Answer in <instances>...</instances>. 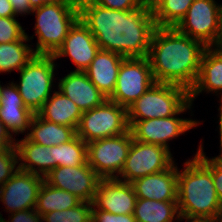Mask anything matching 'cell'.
<instances>
[{
  "mask_svg": "<svg viewBox=\"0 0 222 222\" xmlns=\"http://www.w3.org/2000/svg\"><path fill=\"white\" fill-rule=\"evenodd\" d=\"M44 178L22 170L16 173L0 187V200L7 212L35 209L38 193Z\"/></svg>",
  "mask_w": 222,
  "mask_h": 222,
  "instance_id": "5bb4252c",
  "label": "cell"
},
{
  "mask_svg": "<svg viewBox=\"0 0 222 222\" xmlns=\"http://www.w3.org/2000/svg\"><path fill=\"white\" fill-rule=\"evenodd\" d=\"M132 141L130 130L118 136L93 140L87 143V162L102 179L118 178Z\"/></svg>",
  "mask_w": 222,
  "mask_h": 222,
  "instance_id": "ba28073f",
  "label": "cell"
},
{
  "mask_svg": "<svg viewBox=\"0 0 222 222\" xmlns=\"http://www.w3.org/2000/svg\"><path fill=\"white\" fill-rule=\"evenodd\" d=\"M101 179L86 162L77 167L57 166L45 176L44 181L92 203Z\"/></svg>",
  "mask_w": 222,
  "mask_h": 222,
  "instance_id": "4fadbf2b",
  "label": "cell"
},
{
  "mask_svg": "<svg viewBox=\"0 0 222 222\" xmlns=\"http://www.w3.org/2000/svg\"><path fill=\"white\" fill-rule=\"evenodd\" d=\"M180 216L177 201L137 198L133 215L136 222H173Z\"/></svg>",
  "mask_w": 222,
  "mask_h": 222,
  "instance_id": "d4e9b609",
  "label": "cell"
},
{
  "mask_svg": "<svg viewBox=\"0 0 222 222\" xmlns=\"http://www.w3.org/2000/svg\"><path fill=\"white\" fill-rule=\"evenodd\" d=\"M92 3L98 4L105 8L113 10L129 11L140 7L143 0H90Z\"/></svg>",
  "mask_w": 222,
  "mask_h": 222,
  "instance_id": "836d02e7",
  "label": "cell"
},
{
  "mask_svg": "<svg viewBox=\"0 0 222 222\" xmlns=\"http://www.w3.org/2000/svg\"><path fill=\"white\" fill-rule=\"evenodd\" d=\"M92 209L91 202L82 201L76 207L42 215V222H91Z\"/></svg>",
  "mask_w": 222,
  "mask_h": 222,
  "instance_id": "f546056e",
  "label": "cell"
},
{
  "mask_svg": "<svg viewBox=\"0 0 222 222\" xmlns=\"http://www.w3.org/2000/svg\"><path fill=\"white\" fill-rule=\"evenodd\" d=\"M28 37L25 33L20 40L0 44V73L20 71L36 55L31 45L24 43Z\"/></svg>",
  "mask_w": 222,
  "mask_h": 222,
  "instance_id": "4316f807",
  "label": "cell"
},
{
  "mask_svg": "<svg viewBox=\"0 0 222 222\" xmlns=\"http://www.w3.org/2000/svg\"><path fill=\"white\" fill-rule=\"evenodd\" d=\"M178 167L138 178L131 182L137 198L156 201H177Z\"/></svg>",
  "mask_w": 222,
  "mask_h": 222,
  "instance_id": "e0dca14e",
  "label": "cell"
},
{
  "mask_svg": "<svg viewBox=\"0 0 222 222\" xmlns=\"http://www.w3.org/2000/svg\"><path fill=\"white\" fill-rule=\"evenodd\" d=\"M25 35L16 17H0V44L20 40Z\"/></svg>",
  "mask_w": 222,
  "mask_h": 222,
  "instance_id": "1f68e13d",
  "label": "cell"
},
{
  "mask_svg": "<svg viewBox=\"0 0 222 222\" xmlns=\"http://www.w3.org/2000/svg\"><path fill=\"white\" fill-rule=\"evenodd\" d=\"M125 57L100 49L91 64L84 71L89 80L108 99L116 86V81L122 61Z\"/></svg>",
  "mask_w": 222,
  "mask_h": 222,
  "instance_id": "ffe728a7",
  "label": "cell"
},
{
  "mask_svg": "<svg viewBox=\"0 0 222 222\" xmlns=\"http://www.w3.org/2000/svg\"><path fill=\"white\" fill-rule=\"evenodd\" d=\"M100 50L88 27L80 20L74 23L62 46L53 55L55 60L69 56L76 70L84 72Z\"/></svg>",
  "mask_w": 222,
  "mask_h": 222,
  "instance_id": "9a60e30c",
  "label": "cell"
},
{
  "mask_svg": "<svg viewBox=\"0 0 222 222\" xmlns=\"http://www.w3.org/2000/svg\"><path fill=\"white\" fill-rule=\"evenodd\" d=\"M18 163L16 147L8 148L0 155V187L16 173Z\"/></svg>",
  "mask_w": 222,
  "mask_h": 222,
  "instance_id": "d6a6232c",
  "label": "cell"
},
{
  "mask_svg": "<svg viewBox=\"0 0 222 222\" xmlns=\"http://www.w3.org/2000/svg\"><path fill=\"white\" fill-rule=\"evenodd\" d=\"M86 162L87 143L77 135L67 143L54 146V169L57 166H82Z\"/></svg>",
  "mask_w": 222,
  "mask_h": 222,
  "instance_id": "f1b7e54d",
  "label": "cell"
},
{
  "mask_svg": "<svg viewBox=\"0 0 222 222\" xmlns=\"http://www.w3.org/2000/svg\"><path fill=\"white\" fill-rule=\"evenodd\" d=\"M206 48L174 27H157L147 55L155 82L176 84L190 91Z\"/></svg>",
  "mask_w": 222,
  "mask_h": 222,
  "instance_id": "7a4b0ae2",
  "label": "cell"
},
{
  "mask_svg": "<svg viewBox=\"0 0 222 222\" xmlns=\"http://www.w3.org/2000/svg\"><path fill=\"white\" fill-rule=\"evenodd\" d=\"M189 101V91L179 85L155 82L127 108L128 120L175 115Z\"/></svg>",
  "mask_w": 222,
  "mask_h": 222,
  "instance_id": "5b68a950",
  "label": "cell"
},
{
  "mask_svg": "<svg viewBox=\"0 0 222 222\" xmlns=\"http://www.w3.org/2000/svg\"><path fill=\"white\" fill-rule=\"evenodd\" d=\"M30 1L32 7L35 9L45 4L61 2V1H78V0H30Z\"/></svg>",
  "mask_w": 222,
  "mask_h": 222,
  "instance_id": "60d3db41",
  "label": "cell"
},
{
  "mask_svg": "<svg viewBox=\"0 0 222 222\" xmlns=\"http://www.w3.org/2000/svg\"><path fill=\"white\" fill-rule=\"evenodd\" d=\"M154 83L147 57L125 58L121 63L113 94L108 99L128 108Z\"/></svg>",
  "mask_w": 222,
  "mask_h": 222,
  "instance_id": "30bf717a",
  "label": "cell"
},
{
  "mask_svg": "<svg viewBox=\"0 0 222 222\" xmlns=\"http://www.w3.org/2000/svg\"><path fill=\"white\" fill-rule=\"evenodd\" d=\"M5 125L0 120V143L4 144L7 148L16 147V139L12 137Z\"/></svg>",
  "mask_w": 222,
  "mask_h": 222,
  "instance_id": "74e56055",
  "label": "cell"
},
{
  "mask_svg": "<svg viewBox=\"0 0 222 222\" xmlns=\"http://www.w3.org/2000/svg\"><path fill=\"white\" fill-rule=\"evenodd\" d=\"M191 106L192 102L189 100L175 115L170 117L128 120L129 130L133 139L143 143L161 145L169 149V140L179 137L200 123L192 119H183L176 116L187 109H191Z\"/></svg>",
  "mask_w": 222,
  "mask_h": 222,
  "instance_id": "9c48e42d",
  "label": "cell"
},
{
  "mask_svg": "<svg viewBox=\"0 0 222 222\" xmlns=\"http://www.w3.org/2000/svg\"><path fill=\"white\" fill-rule=\"evenodd\" d=\"M11 218L6 221L0 213V222H42V216L35 209L11 213Z\"/></svg>",
  "mask_w": 222,
  "mask_h": 222,
  "instance_id": "d590c367",
  "label": "cell"
},
{
  "mask_svg": "<svg viewBox=\"0 0 222 222\" xmlns=\"http://www.w3.org/2000/svg\"><path fill=\"white\" fill-rule=\"evenodd\" d=\"M136 200L137 196L131 183L116 178L101 179L92 205L93 209L125 215L133 214Z\"/></svg>",
  "mask_w": 222,
  "mask_h": 222,
  "instance_id": "2e32d148",
  "label": "cell"
},
{
  "mask_svg": "<svg viewBox=\"0 0 222 222\" xmlns=\"http://www.w3.org/2000/svg\"><path fill=\"white\" fill-rule=\"evenodd\" d=\"M220 111V117H219V134H220V148H221V152H222V103L221 106L218 109ZM217 158H222V153L221 155L217 156Z\"/></svg>",
  "mask_w": 222,
  "mask_h": 222,
  "instance_id": "7bdbcfd3",
  "label": "cell"
},
{
  "mask_svg": "<svg viewBox=\"0 0 222 222\" xmlns=\"http://www.w3.org/2000/svg\"><path fill=\"white\" fill-rule=\"evenodd\" d=\"M59 80L58 90L72 100L82 112L100 106L107 100L85 72L71 71Z\"/></svg>",
  "mask_w": 222,
  "mask_h": 222,
  "instance_id": "ac0fdd59",
  "label": "cell"
},
{
  "mask_svg": "<svg viewBox=\"0 0 222 222\" xmlns=\"http://www.w3.org/2000/svg\"><path fill=\"white\" fill-rule=\"evenodd\" d=\"M221 12L222 4H217L215 0H194L174 28L206 47H211L218 33Z\"/></svg>",
  "mask_w": 222,
  "mask_h": 222,
  "instance_id": "7c38bea8",
  "label": "cell"
},
{
  "mask_svg": "<svg viewBox=\"0 0 222 222\" xmlns=\"http://www.w3.org/2000/svg\"><path fill=\"white\" fill-rule=\"evenodd\" d=\"M174 164L170 149L161 145L148 144L133 139L128 157L120 172L121 178L127 183L169 169Z\"/></svg>",
  "mask_w": 222,
  "mask_h": 222,
  "instance_id": "8fae6325",
  "label": "cell"
},
{
  "mask_svg": "<svg viewBox=\"0 0 222 222\" xmlns=\"http://www.w3.org/2000/svg\"><path fill=\"white\" fill-rule=\"evenodd\" d=\"M13 9L15 15H25L26 13L31 14L33 13L34 8L31 5L30 0H9Z\"/></svg>",
  "mask_w": 222,
  "mask_h": 222,
  "instance_id": "8d00e7d4",
  "label": "cell"
},
{
  "mask_svg": "<svg viewBox=\"0 0 222 222\" xmlns=\"http://www.w3.org/2000/svg\"><path fill=\"white\" fill-rule=\"evenodd\" d=\"M144 2L151 3L153 0H143Z\"/></svg>",
  "mask_w": 222,
  "mask_h": 222,
  "instance_id": "7dc6e473",
  "label": "cell"
},
{
  "mask_svg": "<svg viewBox=\"0 0 222 222\" xmlns=\"http://www.w3.org/2000/svg\"><path fill=\"white\" fill-rule=\"evenodd\" d=\"M212 172V179L215 186L217 196L222 204V158H208L203 152L202 144L199 146L195 154Z\"/></svg>",
  "mask_w": 222,
  "mask_h": 222,
  "instance_id": "4dcf8cb0",
  "label": "cell"
},
{
  "mask_svg": "<svg viewBox=\"0 0 222 222\" xmlns=\"http://www.w3.org/2000/svg\"><path fill=\"white\" fill-rule=\"evenodd\" d=\"M79 18L88 27L100 49L125 58L147 57L157 28L150 3L120 11L90 0H78Z\"/></svg>",
  "mask_w": 222,
  "mask_h": 222,
  "instance_id": "6da1fadb",
  "label": "cell"
},
{
  "mask_svg": "<svg viewBox=\"0 0 222 222\" xmlns=\"http://www.w3.org/2000/svg\"><path fill=\"white\" fill-rule=\"evenodd\" d=\"M211 48L214 49L215 51L219 52V53H222V12H221V15H220V20H219L218 33H217L215 41L211 45Z\"/></svg>",
  "mask_w": 222,
  "mask_h": 222,
  "instance_id": "ab89813d",
  "label": "cell"
},
{
  "mask_svg": "<svg viewBox=\"0 0 222 222\" xmlns=\"http://www.w3.org/2000/svg\"><path fill=\"white\" fill-rule=\"evenodd\" d=\"M16 149L18 161H21L18 164L19 170L45 178L54 169V146L48 147L34 143L25 137L16 142Z\"/></svg>",
  "mask_w": 222,
  "mask_h": 222,
  "instance_id": "44dd1931",
  "label": "cell"
},
{
  "mask_svg": "<svg viewBox=\"0 0 222 222\" xmlns=\"http://www.w3.org/2000/svg\"><path fill=\"white\" fill-rule=\"evenodd\" d=\"M178 171L177 204L180 216L216 218L222 216L210 169L196 156Z\"/></svg>",
  "mask_w": 222,
  "mask_h": 222,
  "instance_id": "3957f363",
  "label": "cell"
},
{
  "mask_svg": "<svg viewBox=\"0 0 222 222\" xmlns=\"http://www.w3.org/2000/svg\"><path fill=\"white\" fill-rule=\"evenodd\" d=\"M1 90H2V86H1V84H0V106H1V97H2V95H1Z\"/></svg>",
  "mask_w": 222,
  "mask_h": 222,
  "instance_id": "bcb514c9",
  "label": "cell"
},
{
  "mask_svg": "<svg viewBox=\"0 0 222 222\" xmlns=\"http://www.w3.org/2000/svg\"><path fill=\"white\" fill-rule=\"evenodd\" d=\"M2 86L0 120L9 132L18 134L29 130L34 113L24 105L15 83Z\"/></svg>",
  "mask_w": 222,
  "mask_h": 222,
  "instance_id": "d6986e66",
  "label": "cell"
},
{
  "mask_svg": "<svg viewBox=\"0 0 222 222\" xmlns=\"http://www.w3.org/2000/svg\"><path fill=\"white\" fill-rule=\"evenodd\" d=\"M213 222H222V216L214 218Z\"/></svg>",
  "mask_w": 222,
  "mask_h": 222,
  "instance_id": "f6af8a7d",
  "label": "cell"
},
{
  "mask_svg": "<svg viewBox=\"0 0 222 222\" xmlns=\"http://www.w3.org/2000/svg\"><path fill=\"white\" fill-rule=\"evenodd\" d=\"M186 219L188 222H213L214 218H200V217H184V216H179L175 220H183ZM191 220V221H190Z\"/></svg>",
  "mask_w": 222,
  "mask_h": 222,
  "instance_id": "b9f144b4",
  "label": "cell"
},
{
  "mask_svg": "<svg viewBox=\"0 0 222 222\" xmlns=\"http://www.w3.org/2000/svg\"><path fill=\"white\" fill-rule=\"evenodd\" d=\"M202 91L222 92V53L211 47H207L202 56L197 80L189 91V100L193 102Z\"/></svg>",
  "mask_w": 222,
  "mask_h": 222,
  "instance_id": "7402d4cb",
  "label": "cell"
},
{
  "mask_svg": "<svg viewBox=\"0 0 222 222\" xmlns=\"http://www.w3.org/2000/svg\"><path fill=\"white\" fill-rule=\"evenodd\" d=\"M194 0H153L150 3L157 27H175Z\"/></svg>",
  "mask_w": 222,
  "mask_h": 222,
  "instance_id": "83f0119b",
  "label": "cell"
},
{
  "mask_svg": "<svg viewBox=\"0 0 222 222\" xmlns=\"http://www.w3.org/2000/svg\"><path fill=\"white\" fill-rule=\"evenodd\" d=\"M36 14L37 55H54L62 46L69 30L79 19L78 1H61L42 5Z\"/></svg>",
  "mask_w": 222,
  "mask_h": 222,
  "instance_id": "277c9868",
  "label": "cell"
},
{
  "mask_svg": "<svg viewBox=\"0 0 222 222\" xmlns=\"http://www.w3.org/2000/svg\"><path fill=\"white\" fill-rule=\"evenodd\" d=\"M53 55H35L20 71V82L16 87L22 101L33 113H37L51 96L54 81Z\"/></svg>",
  "mask_w": 222,
  "mask_h": 222,
  "instance_id": "8992f818",
  "label": "cell"
},
{
  "mask_svg": "<svg viewBox=\"0 0 222 222\" xmlns=\"http://www.w3.org/2000/svg\"><path fill=\"white\" fill-rule=\"evenodd\" d=\"M37 114L46 121L73 127L76 130L83 112L60 91H53L52 97L47 99Z\"/></svg>",
  "mask_w": 222,
  "mask_h": 222,
  "instance_id": "603a6c76",
  "label": "cell"
},
{
  "mask_svg": "<svg viewBox=\"0 0 222 222\" xmlns=\"http://www.w3.org/2000/svg\"><path fill=\"white\" fill-rule=\"evenodd\" d=\"M7 149H8V148H7L4 144L0 143V155H1L2 153H4Z\"/></svg>",
  "mask_w": 222,
  "mask_h": 222,
  "instance_id": "ee69618b",
  "label": "cell"
},
{
  "mask_svg": "<svg viewBox=\"0 0 222 222\" xmlns=\"http://www.w3.org/2000/svg\"><path fill=\"white\" fill-rule=\"evenodd\" d=\"M30 132L26 138L34 143L44 146H58L67 143L76 136V130L73 127L59 125L42 119L37 113H34L30 122Z\"/></svg>",
  "mask_w": 222,
  "mask_h": 222,
  "instance_id": "cb8c5ba5",
  "label": "cell"
},
{
  "mask_svg": "<svg viewBox=\"0 0 222 222\" xmlns=\"http://www.w3.org/2000/svg\"><path fill=\"white\" fill-rule=\"evenodd\" d=\"M82 202L76 195L61 190L43 181L35 210L42 216L52 211H62L76 207Z\"/></svg>",
  "mask_w": 222,
  "mask_h": 222,
  "instance_id": "484cf974",
  "label": "cell"
},
{
  "mask_svg": "<svg viewBox=\"0 0 222 222\" xmlns=\"http://www.w3.org/2000/svg\"><path fill=\"white\" fill-rule=\"evenodd\" d=\"M0 17H16L9 0H0Z\"/></svg>",
  "mask_w": 222,
  "mask_h": 222,
  "instance_id": "f35d334b",
  "label": "cell"
},
{
  "mask_svg": "<svg viewBox=\"0 0 222 222\" xmlns=\"http://www.w3.org/2000/svg\"><path fill=\"white\" fill-rule=\"evenodd\" d=\"M91 222H136L133 214H112L110 212L92 209Z\"/></svg>",
  "mask_w": 222,
  "mask_h": 222,
  "instance_id": "e575fe53",
  "label": "cell"
},
{
  "mask_svg": "<svg viewBox=\"0 0 222 222\" xmlns=\"http://www.w3.org/2000/svg\"><path fill=\"white\" fill-rule=\"evenodd\" d=\"M129 131L127 108L107 99L103 104L84 111L76 135L85 143L125 134Z\"/></svg>",
  "mask_w": 222,
  "mask_h": 222,
  "instance_id": "52a82bcc",
  "label": "cell"
}]
</instances>
